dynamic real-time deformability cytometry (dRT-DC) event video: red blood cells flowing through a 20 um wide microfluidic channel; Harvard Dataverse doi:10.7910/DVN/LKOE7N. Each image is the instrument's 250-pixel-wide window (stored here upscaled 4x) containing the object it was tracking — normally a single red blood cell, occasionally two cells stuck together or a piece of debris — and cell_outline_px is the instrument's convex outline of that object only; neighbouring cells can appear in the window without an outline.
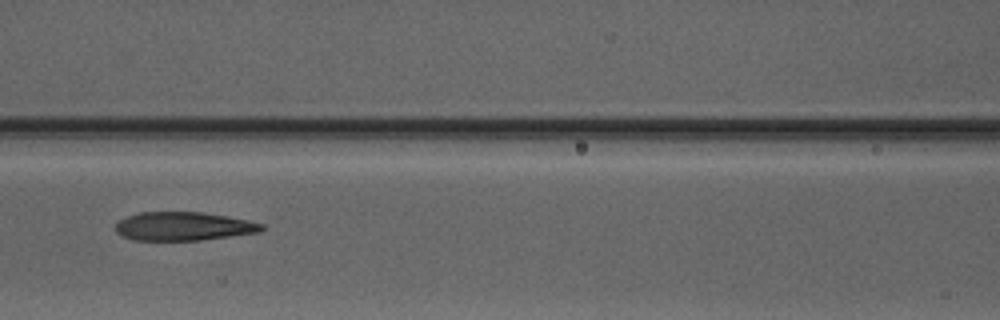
{"species": "Egyptian fruit bat (a non-hibernating species)", "species_latin": "Rousettus aegyptiacus", "temperature_condition": "warm", "stored_images_in_passage": 5, "camera_frame_rate_fps": 3000, "um_per_image_px": 0.085, "animal": {"sex": "male"}, "frame": {"image": 1, "passage_image": 3, "time_ms": 2.333, "image_size_px": [1000, 320], "cell_outline_px": [[268, 228], [260, 232], [200, 240], [132, 240], [116, 232], [116, 224], [120, 220], [128, 216], [140, 212], [204, 212], [228, 216], [248, 220], [264, 224]], "centroid_in_image_um": [15.65, 19.23], "position_along_channel_um": 150.9, "area_um2": 24.39}}